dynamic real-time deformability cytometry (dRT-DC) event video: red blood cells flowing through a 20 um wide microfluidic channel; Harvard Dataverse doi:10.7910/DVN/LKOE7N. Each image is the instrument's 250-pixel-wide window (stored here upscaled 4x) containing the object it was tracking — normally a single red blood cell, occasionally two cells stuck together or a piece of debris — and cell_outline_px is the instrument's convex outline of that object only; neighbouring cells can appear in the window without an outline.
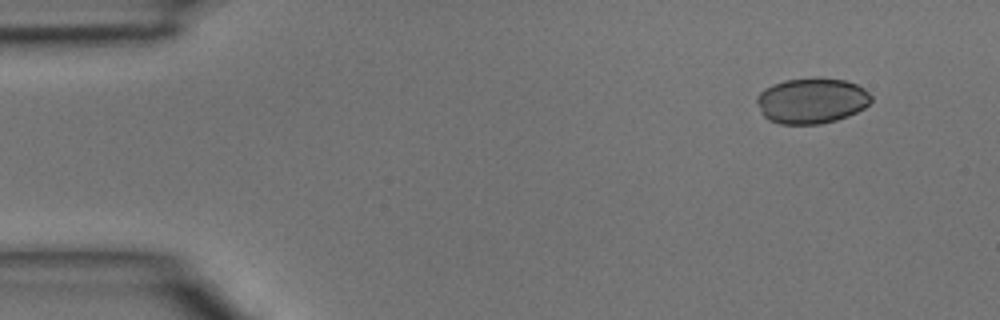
{"species": "common noctule bat (a hibernating species)", "species_latin": "Nyctalus noctula", "temperature_condition": "room temperature", "stored_images_in_passage": 3, "camera_frame_rate_fps": 3000, "um_per_image_px": 0.085, "animal": {"sex": "male", "body_mass_g": 15.6}, "frame": {"image": 1, "passage_image": 1, "time_ms": 0.0, "image_size_px": [1000, 320], "cell_outline_px": [[872, 100], [864, 108], [848, 116], [836, 120], [820, 124], [780, 124], [768, 120], [764, 116], [756, 100], [756, 96], [764, 88], [772, 84], [784, 80], [816, 76], [820, 76], [844, 80], [856, 84], [864, 88], [872, 96]], "centroid_in_image_um": [68.99, 8.54], "position_along_channel_um": 16.0, "area_um2": 30.81}}